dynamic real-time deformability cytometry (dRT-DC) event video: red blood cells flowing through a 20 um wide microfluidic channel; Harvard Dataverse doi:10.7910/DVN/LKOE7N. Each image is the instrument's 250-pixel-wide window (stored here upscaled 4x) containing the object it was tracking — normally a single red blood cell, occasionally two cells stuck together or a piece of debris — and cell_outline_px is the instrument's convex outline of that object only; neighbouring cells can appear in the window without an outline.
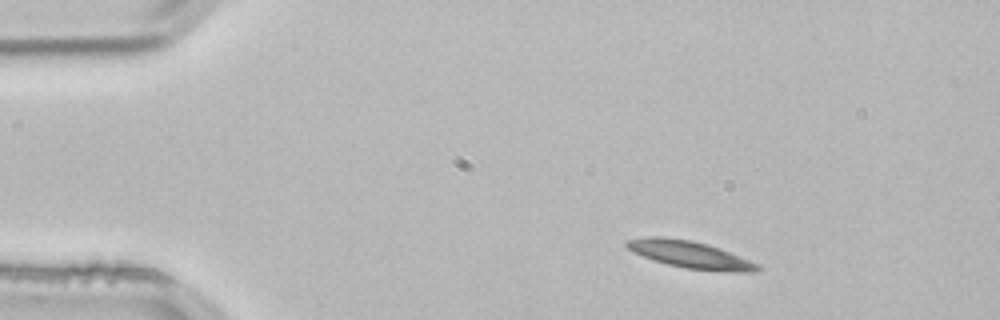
{"species": "common noctule bat (a hibernating species)", "species_latin": "Nyctalus noctula", "temperature_condition": "room temperature", "stored_images_in_passage": 46, "camera_frame_rate_fps": 3000, "um_per_image_px": 0.085, "animal": {"sex": "male", "body_mass_g": 21.5, "forearm_length_mm": 52.0}, "frame": {"image": 1, "passage_image": 1, "time_ms": 0.0, "image_size_px": [1000, 320], "cell_outline_px": [[764, 268], [756, 272], [740, 272], [684, 268], [652, 260], [632, 252], [624, 244], [628, 240], [648, 236], [660, 236], [692, 240], [728, 252], [760, 264]], "centroid_in_image_um": [58.64, 21.64], "position_along_channel_um": 26.4, "area_um2": 20.46}}
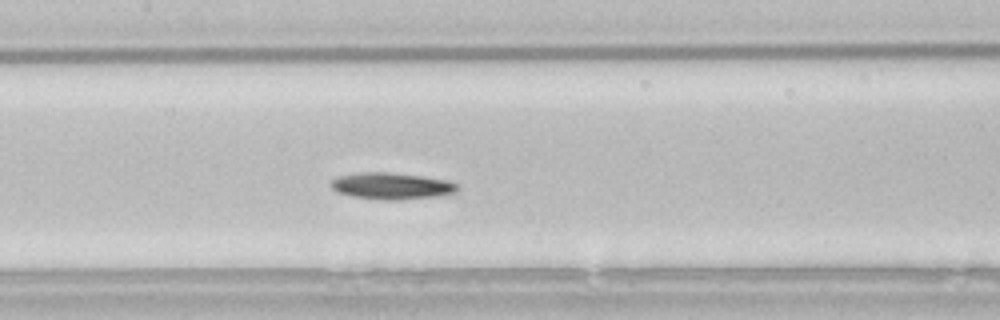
{"frame": {"image": 2, "passage_image": 18, "time_ms": 5.667, "image_size_px": [1000, 320], "cell_outline_px": [[460, 188], [456, 192], [436, 196], [400, 200], [384, 200], [352, 196], [340, 192], [332, 188], [328, 184], [332, 180], [340, 176], [360, 172], [392, 172], [424, 176], [448, 180], [460, 184]], "centroid_in_image_um": [33.34, 15.8], "position_along_channel_um": 174.1, "area_um2": 19.77}}
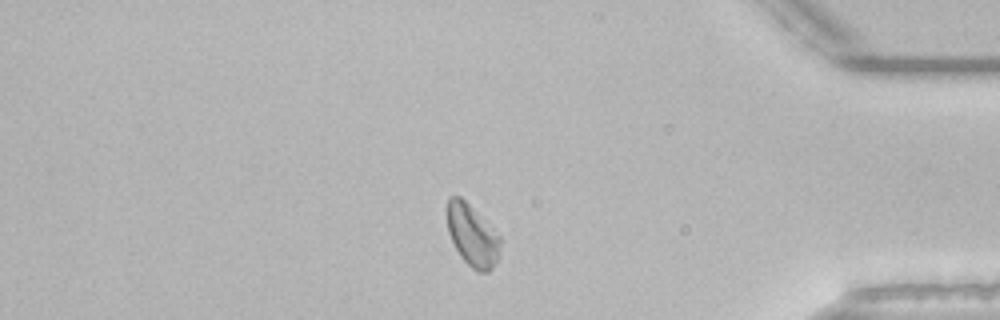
{"frame": {"image": 3, "passage_image": 38, "time_ms": 12.333, "image_size_px": [1000, 320], "cell_outline_px": [[500, 244], [496, 260], [492, 268], [488, 272], [476, 272], [460, 256], [448, 232], [444, 208], [448, 196], [460, 196], [500, 236]], "centroid_in_image_um": [40.07, 19.97], "position_along_channel_um": 395.1, "area_um2": 19.07}, "authors_computed_cell_mechanics": {"area_um2": 19.2763, "velocity_mm_per_s": 3.79, "shape_relaxation_time_tau1_ms": 7.0317, "shape_relaxation_time_tau2_ms": null, "deformation_change_tau1": 0.1449, "deformation_change_tau2": null}}